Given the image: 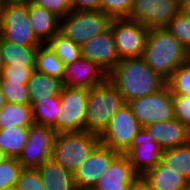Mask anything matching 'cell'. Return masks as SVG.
Here are the masks:
<instances>
[{"mask_svg":"<svg viewBox=\"0 0 190 190\" xmlns=\"http://www.w3.org/2000/svg\"><path fill=\"white\" fill-rule=\"evenodd\" d=\"M108 79L126 103L156 93L166 85V81L147 65L143 57L120 60L108 74Z\"/></svg>","mask_w":190,"mask_h":190,"instance_id":"cell-1","label":"cell"},{"mask_svg":"<svg viewBox=\"0 0 190 190\" xmlns=\"http://www.w3.org/2000/svg\"><path fill=\"white\" fill-rule=\"evenodd\" d=\"M143 58L155 73L167 81L180 65L190 60V52L166 27L151 28Z\"/></svg>","mask_w":190,"mask_h":190,"instance_id":"cell-2","label":"cell"},{"mask_svg":"<svg viewBox=\"0 0 190 190\" xmlns=\"http://www.w3.org/2000/svg\"><path fill=\"white\" fill-rule=\"evenodd\" d=\"M126 104L123 96L107 78L89 89L85 131L100 135L115 113Z\"/></svg>","mask_w":190,"mask_h":190,"instance_id":"cell-3","label":"cell"},{"mask_svg":"<svg viewBox=\"0 0 190 190\" xmlns=\"http://www.w3.org/2000/svg\"><path fill=\"white\" fill-rule=\"evenodd\" d=\"M100 143L98 134L85 130L56 133L51 158L74 173Z\"/></svg>","mask_w":190,"mask_h":190,"instance_id":"cell-4","label":"cell"},{"mask_svg":"<svg viewBox=\"0 0 190 190\" xmlns=\"http://www.w3.org/2000/svg\"><path fill=\"white\" fill-rule=\"evenodd\" d=\"M0 37L26 47L43 44L34 34L28 15V0H9L0 19Z\"/></svg>","mask_w":190,"mask_h":190,"instance_id":"cell-5","label":"cell"},{"mask_svg":"<svg viewBox=\"0 0 190 190\" xmlns=\"http://www.w3.org/2000/svg\"><path fill=\"white\" fill-rule=\"evenodd\" d=\"M112 18L102 10H72L60 18V33L81 46L110 28Z\"/></svg>","mask_w":190,"mask_h":190,"instance_id":"cell-6","label":"cell"},{"mask_svg":"<svg viewBox=\"0 0 190 190\" xmlns=\"http://www.w3.org/2000/svg\"><path fill=\"white\" fill-rule=\"evenodd\" d=\"M141 128L131 107L126 103L115 113L99 138L104 146L124 154L130 149L133 139Z\"/></svg>","mask_w":190,"mask_h":190,"instance_id":"cell-7","label":"cell"},{"mask_svg":"<svg viewBox=\"0 0 190 190\" xmlns=\"http://www.w3.org/2000/svg\"><path fill=\"white\" fill-rule=\"evenodd\" d=\"M89 89L64 86L60 93V113L56 133L85 130V119Z\"/></svg>","mask_w":190,"mask_h":190,"instance_id":"cell-8","label":"cell"},{"mask_svg":"<svg viewBox=\"0 0 190 190\" xmlns=\"http://www.w3.org/2000/svg\"><path fill=\"white\" fill-rule=\"evenodd\" d=\"M110 28L120 60L143 57L148 27L129 18H113Z\"/></svg>","mask_w":190,"mask_h":190,"instance_id":"cell-9","label":"cell"},{"mask_svg":"<svg viewBox=\"0 0 190 190\" xmlns=\"http://www.w3.org/2000/svg\"><path fill=\"white\" fill-rule=\"evenodd\" d=\"M127 103L142 127L175 119L172 92L167 85L156 93Z\"/></svg>","mask_w":190,"mask_h":190,"instance_id":"cell-10","label":"cell"},{"mask_svg":"<svg viewBox=\"0 0 190 190\" xmlns=\"http://www.w3.org/2000/svg\"><path fill=\"white\" fill-rule=\"evenodd\" d=\"M181 11L178 0H133L128 18L149 29L162 28Z\"/></svg>","mask_w":190,"mask_h":190,"instance_id":"cell-11","label":"cell"},{"mask_svg":"<svg viewBox=\"0 0 190 190\" xmlns=\"http://www.w3.org/2000/svg\"><path fill=\"white\" fill-rule=\"evenodd\" d=\"M56 131L53 127L32 124L28 139L17 158L22 168H38L52 156Z\"/></svg>","mask_w":190,"mask_h":190,"instance_id":"cell-12","label":"cell"},{"mask_svg":"<svg viewBox=\"0 0 190 190\" xmlns=\"http://www.w3.org/2000/svg\"><path fill=\"white\" fill-rule=\"evenodd\" d=\"M118 154L100 143L73 173L76 190H93Z\"/></svg>","mask_w":190,"mask_h":190,"instance_id":"cell-13","label":"cell"},{"mask_svg":"<svg viewBox=\"0 0 190 190\" xmlns=\"http://www.w3.org/2000/svg\"><path fill=\"white\" fill-rule=\"evenodd\" d=\"M163 150L144 127L132 141L130 149L124 153L135 173L141 177L153 169L160 161Z\"/></svg>","mask_w":190,"mask_h":190,"instance_id":"cell-14","label":"cell"},{"mask_svg":"<svg viewBox=\"0 0 190 190\" xmlns=\"http://www.w3.org/2000/svg\"><path fill=\"white\" fill-rule=\"evenodd\" d=\"M81 55L96 63L107 75L120 61L111 28L80 46Z\"/></svg>","mask_w":190,"mask_h":190,"instance_id":"cell-15","label":"cell"},{"mask_svg":"<svg viewBox=\"0 0 190 190\" xmlns=\"http://www.w3.org/2000/svg\"><path fill=\"white\" fill-rule=\"evenodd\" d=\"M108 75L93 61L80 57L65 65L62 82L70 88H86L102 84Z\"/></svg>","mask_w":190,"mask_h":190,"instance_id":"cell-16","label":"cell"},{"mask_svg":"<svg viewBox=\"0 0 190 190\" xmlns=\"http://www.w3.org/2000/svg\"><path fill=\"white\" fill-rule=\"evenodd\" d=\"M140 177L125 154H118L93 190H131Z\"/></svg>","mask_w":190,"mask_h":190,"instance_id":"cell-17","label":"cell"},{"mask_svg":"<svg viewBox=\"0 0 190 190\" xmlns=\"http://www.w3.org/2000/svg\"><path fill=\"white\" fill-rule=\"evenodd\" d=\"M144 128L163 151L185 145L190 141V130L177 119L156 122Z\"/></svg>","mask_w":190,"mask_h":190,"instance_id":"cell-18","label":"cell"},{"mask_svg":"<svg viewBox=\"0 0 190 190\" xmlns=\"http://www.w3.org/2000/svg\"><path fill=\"white\" fill-rule=\"evenodd\" d=\"M28 15L35 36L46 44L60 32V17L28 0Z\"/></svg>","mask_w":190,"mask_h":190,"instance_id":"cell-19","label":"cell"},{"mask_svg":"<svg viewBox=\"0 0 190 190\" xmlns=\"http://www.w3.org/2000/svg\"><path fill=\"white\" fill-rule=\"evenodd\" d=\"M141 178L152 190H185L189 180L175 172L161 161Z\"/></svg>","mask_w":190,"mask_h":190,"instance_id":"cell-20","label":"cell"},{"mask_svg":"<svg viewBox=\"0 0 190 190\" xmlns=\"http://www.w3.org/2000/svg\"><path fill=\"white\" fill-rule=\"evenodd\" d=\"M45 190H76L73 173L52 158L38 168Z\"/></svg>","mask_w":190,"mask_h":190,"instance_id":"cell-21","label":"cell"},{"mask_svg":"<svg viewBox=\"0 0 190 190\" xmlns=\"http://www.w3.org/2000/svg\"><path fill=\"white\" fill-rule=\"evenodd\" d=\"M27 86L31 106L39 101H46L51 96L60 95L64 87L62 79L44 75L36 70L29 79Z\"/></svg>","mask_w":190,"mask_h":190,"instance_id":"cell-22","label":"cell"},{"mask_svg":"<svg viewBox=\"0 0 190 190\" xmlns=\"http://www.w3.org/2000/svg\"><path fill=\"white\" fill-rule=\"evenodd\" d=\"M4 66H35L38 47L19 46L0 37Z\"/></svg>","mask_w":190,"mask_h":190,"instance_id":"cell-23","label":"cell"},{"mask_svg":"<svg viewBox=\"0 0 190 190\" xmlns=\"http://www.w3.org/2000/svg\"><path fill=\"white\" fill-rule=\"evenodd\" d=\"M32 124L34 120L30 104L6 103L0 111V128L30 127Z\"/></svg>","mask_w":190,"mask_h":190,"instance_id":"cell-24","label":"cell"},{"mask_svg":"<svg viewBox=\"0 0 190 190\" xmlns=\"http://www.w3.org/2000/svg\"><path fill=\"white\" fill-rule=\"evenodd\" d=\"M29 127L0 128V148L9 158H18L28 139Z\"/></svg>","mask_w":190,"mask_h":190,"instance_id":"cell-25","label":"cell"},{"mask_svg":"<svg viewBox=\"0 0 190 190\" xmlns=\"http://www.w3.org/2000/svg\"><path fill=\"white\" fill-rule=\"evenodd\" d=\"M65 64L48 47L47 44L38 46L36 52L35 70L51 77L62 79Z\"/></svg>","mask_w":190,"mask_h":190,"instance_id":"cell-26","label":"cell"},{"mask_svg":"<svg viewBox=\"0 0 190 190\" xmlns=\"http://www.w3.org/2000/svg\"><path fill=\"white\" fill-rule=\"evenodd\" d=\"M161 162L190 181V141L185 145L164 150Z\"/></svg>","mask_w":190,"mask_h":190,"instance_id":"cell-27","label":"cell"},{"mask_svg":"<svg viewBox=\"0 0 190 190\" xmlns=\"http://www.w3.org/2000/svg\"><path fill=\"white\" fill-rule=\"evenodd\" d=\"M60 95L49 97L46 101H39L32 106L35 124L54 127L60 113Z\"/></svg>","mask_w":190,"mask_h":190,"instance_id":"cell-28","label":"cell"},{"mask_svg":"<svg viewBox=\"0 0 190 190\" xmlns=\"http://www.w3.org/2000/svg\"><path fill=\"white\" fill-rule=\"evenodd\" d=\"M46 44L65 65L73 63L82 56L80 46L60 32Z\"/></svg>","mask_w":190,"mask_h":190,"instance_id":"cell-29","label":"cell"},{"mask_svg":"<svg viewBox=\"0 0 190 190\" xmlns=\"http://www.w3.org/2000/svg\"><path fill=\"white\" fill-rule=\"evenodd\" d=\"M172 95L190 96V60L180 65L166 81Z\"/></svg>","mask_w":190,"mask_h":190,"instance_id":"cell-30","label":"cell"},{"mask_svg":"<svg viewBox=\"0 0 190 190\" xmlns=\"http://www.w3.org/2000/svg\"><path fill=\"white\" fill-rule=\"evenodd\" d=\"M0 87L6 103L30 104L27 84L10 80H0Z\"/></svg>","mask_w":190,"mask_h":190,"instance_id":"cell-31","label":"cell"},{"mask_svg":"<svg viewBox=\"0 0 190 190\" xmlns=\"http://www.w3.org/2000/svg\"><path fill=\"white\" fill-rule=\"evenodd\" d=\"M166 29L190 52V18L181 11Z\"/></svg>","mask_w":190,"mask_h":190,"instance_id":"cell-32","label":"cell"},{"mask_svg":"<svg viewBox=\"0 0 190 190\" xmlns=\"http://www.w3.org/2000/svg\"><path fill=\"white\" fill-rule=\"evenodd\" d=\"M22 165L17 158H7L0 163V188L16 186Z\"/></svg>","mask_w":190,"mask_h":190,"instance_id":"cell-33","label":"cell"},{"mask_svg":"<svg viewBox=\"0 0 190 190\" xmlns=\"http://www.w3.org/2000/svg\"><path fill=\"white\" fill-rule=\"evenodd\" d=\"M16 188L17 190H45L37 168H22L18 176Z\"/></svg>","mask_w":190,"mask_h":190,"instance_id":"cell-34","label":"cell"},{"mask_svg":"<svg viewBox=\"0 0 190 190\" xmlns=\"http://www.w3.org/2000/svg\"><path fill=\"white\" fill-rule=\"evenodd\" d=\"M133 0H100V10L113 18H128Z\"/></svg>","mask_w":190,"mask_h":190,"instance_id":"cell-35","label":"cell"},{"mask_svg":"<svg viewBox=\"0 0 190 190\" xmlns=\"http://www.w3.org/2000/svg\"><path fill=\"white\" fill-rule=\"evenodd\" d=\"M35 66H4L0 80H10L27 84Z\"/></svg>","mask_w":190,"mask_h":190,"instance_id":"cell-36","label":"cell"},{"mask_svg":"<svg viewBox=\"0 0 190 190\" xmlns=\"http://www.w3.org/2000/svg\"><path fill=\"white\" fill-rule=\"evenodd\" d=\"M175 119L190 130V96L172 95Z\"/></svg>","mask_w":190,"mask_h":190,"instance_id":"cell-37","label":"cell"},{"mask_svg":"<svg viewBox=\"0 0 190 190\" xmlns=\"http://www.w3.org/2000/svg\"><path fill=\"white\" fill-rule=\"evenodd\" d=\"M37 6L43 7L46 10L63 18L72 11V0H31Z\"/></svg>","mask_w":190,"mask_h":190,"instance_id":"cell-38","label":"cell"},{"mask_svg":"<svg viewBox=\"0 0 190 190\" xmlns=\"http://www.w3.org/2000/svg\"><path fill=\"white\" fill-rule=\"evenodd\" d=\"M72 10H100V0H72Z\"/></svg>","mask_w":190,"mask_h":190,"instance_id":"cell-39","label":"cell"},{"mask_svg":"<svg viewBox=\"0 0 190 190\" xmlns=\"http://www.w3.org/2000/svg\"><path fill=\"white\" fill-rule=\"evenodd\" d=\"M131 190H152V188L140 177L131 187Z\"/></svg>","mask_w":190,"mask_h":190,"instance_id":"cell-40","label":"cell"},{"mask_svg":"<svg viewBox=\"0 0 190 190\" xmlns=\"http://www.w3.org/2000/svg\"><path fill=\"white\" fill-rule=\"evenodd\" d=\"M5 104H6L5 97H4L1 87H0V111L4 107Z\"/></svg>","mask_w":190,"mask_h":190,"instance_id":"cell-41","label":"cell"},{"mask_svg":"<svg viewBox=\"0 0 190 190\" xmlns=\"http://www.w3.org/2000/svg\"><path fill=\"white\" fill-rule=\"evenodd\" d=\"M8 1L9 0H0V19Z\"/></svg>","mask_w":190,"mask_h":190,"instance_id":"cell-42","label":"cell"},{"mask_svg":"<svg viewBox=\"0 0 190 190\" xmlns=\"http://www.w3.org/2000/svg\"><path fill=\"white\" fill-rule=\"evenodd\" d=\"M3 68H4V61H3L2 49L0 47V77H1V74H2Z\"/></svg>","mask_w":190,"mask_h":190,"instance_id":"cell-43","label":"cell"},{"mask_svg":"<svg viewBox=\"0 0 190 190\" xmlns=\"http://www.w3.org/2000/svg\"><path fill=\"white\" fill-rule=\"evenodd\" d=\"M9 158L6 153L0 148V163Z\"/></svg>","mask_w":190,"mask_h":190,"instance_id":"cell-44","label":"cell"},{"mask_svg":"<svg viewBox=\"0 0 190 190\" xmlns=\"http://www.w3.org/2000/svg\"><path fill=\"white\" fill-rule=\"evenodd\" d=\"M178 3L181 8H184L186 5L190 4V0H178Z\"/></svg>","mask_w":190,"mask_h":190,"instance_id":"cell-45","label":"cell"},{"mask_svg":"<svg viewBox=\"0 0 190 190\" xmlns=\"http://www.w3.org/2000/svg\"><path fill=\"white\" fill-rule=\"evenodd\" d=\"M182 11L190 18V4L182 8Z\"/></svg>","mask_w":190,"mask_h":190,"instance_id":"cell-46","label":"cell"},{"mask_svg":"<svg viewBox=\"0 0 190 190\" xmlns=\"http://www.w3.org/2000/svg\"><path fill=\"white\" fill-rule=\"evenodd\" d=\"M0 190H17V188L16 186H9V187L0 188Z\"/></svg>","mask_w":190,"mask_h":190,"instance_id":"cell-47","label":"cell"},{"mask_svg":"<svg viewBox=\"0 0 190 190\" xmlns=\"http://www.w3.org/2000/svg\"><path fill=\"white\" fill-rule=\"evenodd\" d=\"M185 190H190V181H189L188 184L186 185Z\"/></svg>","mask_w":190,"mask_h":190,"instance_id":"cell-48","label":"cell"}]
</instances>
